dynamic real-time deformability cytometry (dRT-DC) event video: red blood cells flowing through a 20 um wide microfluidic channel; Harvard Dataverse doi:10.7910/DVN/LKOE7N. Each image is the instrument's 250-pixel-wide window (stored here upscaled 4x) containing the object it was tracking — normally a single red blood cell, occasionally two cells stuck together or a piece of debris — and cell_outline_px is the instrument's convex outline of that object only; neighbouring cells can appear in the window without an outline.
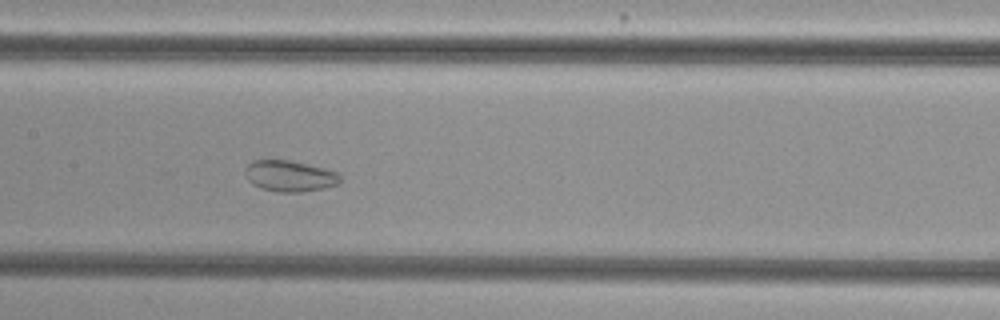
{"species": "common noctule bat (a hibernating species)", "species_latin": "Nyctalus noctula", "temperature_condition": "cold", "stored_images_in_passage": 40, "segment_of_instrument_passage": [1, 2], "camera_frame_rate_fps": 3000, "um_per_image_px": 0.085, "animal": {"sex": "female", "body_mass_g": 29.2, "forearm_length_mm": 56.3}, "frame": {"image": 1, "passage_image": 16, "time_ms": 5.0, "image_size_px": [1000, 320], "cell_outline_px": [[340, 184], [324, 188], [300, 192], [280, 192], [260, 188], [252, 184], [248, 180], [244, 172], [244, 168], [248, 164], [256, 160], [292, 160], [324, 168], [336, 172], [340, 176]], "centroid_in_image_um": [24.61, 14.96], "position_along_channel_um": 182.8, "area_um2": 17.28}}
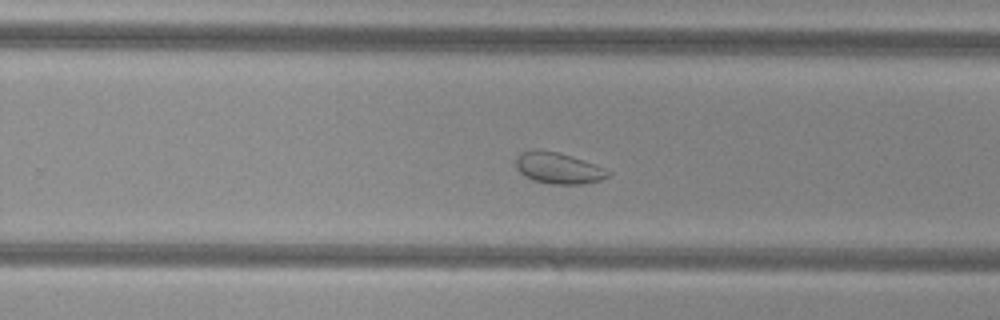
{"frame": {"image": 2, "passage_image": 24, "time_ms": 7.667, "image_size_px": [1000, 320], "cell_outline_px": [[612, 172], [608, 176], [600, 180], [584, 184], [552, 184], [532, 180], [524, 176], [516, 168], [516, 160], [520, 152], [536, 148], [556, 152], [604, 168]], "centroid_in_image_um": [47.4, 14.29], "position_along_channel_um": 282.4, "area_um2": 16.59}}
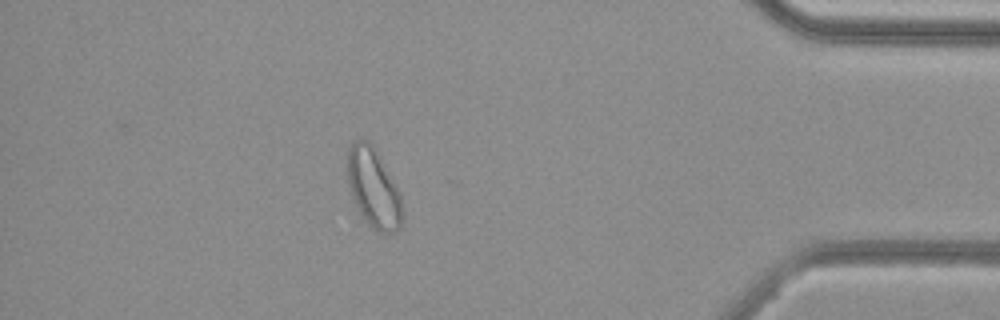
{"frame": {"image": 3, "passage_image": 37, "time_ms": 12.0, "image_size_px": [1000, 320], "cell_outline_px": [[404, 216], [400, 228], [396, 232], [376, 232], [364, 220], [352, 196], [348, 184], [348, 148], [360, 136], [372, 144], [396, 188], [400, 196]], "centroid_in_image_um": [31.74, 16.02], "position_along_channel_um": 403.5, "area_um2": 24.97}}